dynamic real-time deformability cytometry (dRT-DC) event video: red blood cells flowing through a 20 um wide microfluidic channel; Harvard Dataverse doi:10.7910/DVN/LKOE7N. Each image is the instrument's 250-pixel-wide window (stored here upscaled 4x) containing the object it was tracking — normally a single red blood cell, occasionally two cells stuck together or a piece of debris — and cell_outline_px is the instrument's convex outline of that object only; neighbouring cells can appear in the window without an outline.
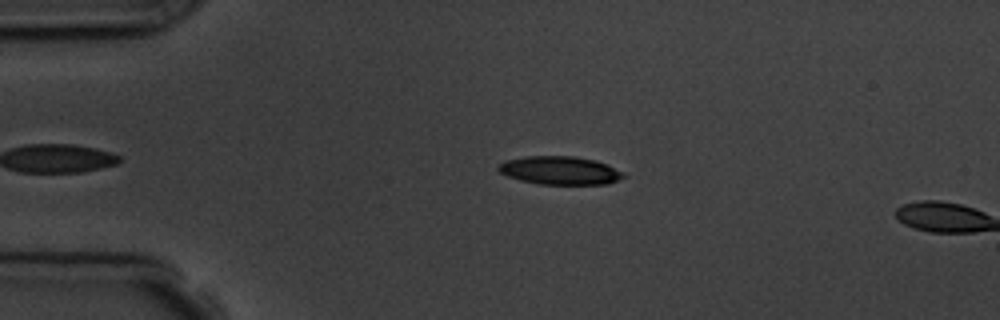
{"species": "common noctule bat (a hibernating species)", "species_latin": "Nyctalus noctula", "temperature_condition": "room temperature", "stored_images_in_passage": 2, "camera_frame_rate_fps": 3000, "um_per_image_px": 0.085, "animal": {"sex": "male", "body_mass_g": 19.5, "forearm_length_mm": 54.6}, "frame": {"image": 1, "passage_image": 1, "time_ms": 0.0, "image_size_px": [1000, 320], "cell_outline_px": [[628, 176], [608, 184], [540, 184], [520, 180], [508, 176], [500, 172], [496, 168], [504, 160], [524, 156], [572, 156], [596, 160], [608, 164], [624, 172]], "centroid_in_image_um": [47.63, 14.48], "position_along_channel_um": 37.4, "area_um2": 20.81}}